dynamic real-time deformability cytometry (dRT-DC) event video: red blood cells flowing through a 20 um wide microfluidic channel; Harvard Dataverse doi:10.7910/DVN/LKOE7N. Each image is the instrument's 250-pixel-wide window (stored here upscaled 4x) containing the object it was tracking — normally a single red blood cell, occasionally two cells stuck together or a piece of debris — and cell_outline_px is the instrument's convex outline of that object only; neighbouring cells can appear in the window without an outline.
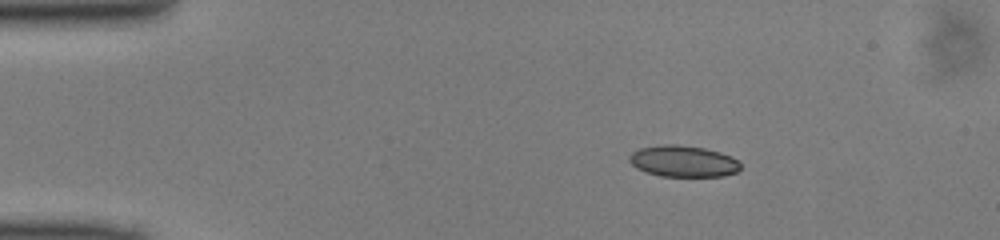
{"species": "common noctule bat (a hibernating species)", "species_latin": "Nyctalus noctula", "temperature_condition": "cold", "stored_images_in_passage": 39, "camera_frame_rate_fps": 3000, "um_per_image_px": 0.085, "animal": {"sex": "male", "body_mass_g": 13.0, "forearm_length_mm": 53.1}, "frame": {"image": 1, "passage_image": 1, "time_ms": 0.0, "image_size_px": [1000, 240], "cell_outline_px": [[740, 168], [736, 172], [724, 176], [660, 176], [636, 168], [628, 160], [628, 156], [632, 152], [640, 148], [664, 144], [676, 144], [704, 148], [720, 152], [736, 160], [740, 164]], "centroid_in_image_um": [58.04, 13.7], "position_along_channel_um": 27.0, "area_um2": 20.17}}
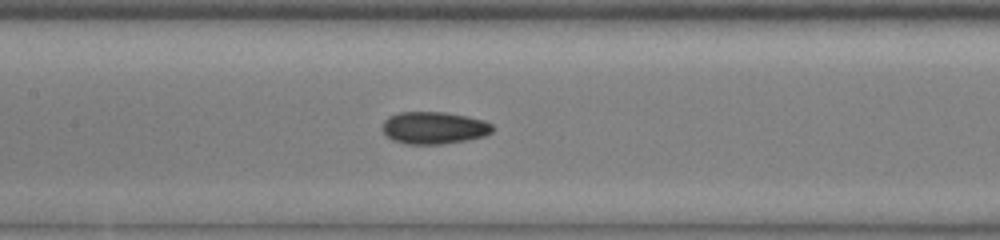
{"frame": {"image": 2, "passage_image": 16, "time_ms": 5.0, "image_size_px": [1000, 240], "cell_outline_px": [[492, 132], [484, 136], [468, 140], [440, 144], [404, 144], [392, 140], [380, 128], [384, 120], [388, 116], [400, 112], [444, 112], [468, 116], [484, 120], [492, 124]], "centroid_in_image_um": [36.86, 10.86], "position_along_channel_um": 170.5, "area_um2": 20.87}}
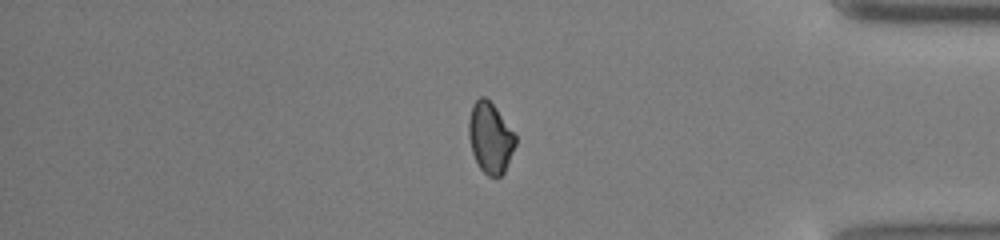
{"frame": {"image": 3, "passage_image": 34, "time_ms": 11.0, "image_size_px": [1000, 240], "cell_outline_px": [[516, 144], [504, 172], [500, 176], [488, 176], [480, 168], [472, 152], [468, 136], [468, 120], [472, 104], [480, 96], [484, 96], [496, 108], [516, 136]], "centroid_in_image_um": [41.65, 11.7], "position_along_channel_um": 393.5, "area_um2": 19.07}}